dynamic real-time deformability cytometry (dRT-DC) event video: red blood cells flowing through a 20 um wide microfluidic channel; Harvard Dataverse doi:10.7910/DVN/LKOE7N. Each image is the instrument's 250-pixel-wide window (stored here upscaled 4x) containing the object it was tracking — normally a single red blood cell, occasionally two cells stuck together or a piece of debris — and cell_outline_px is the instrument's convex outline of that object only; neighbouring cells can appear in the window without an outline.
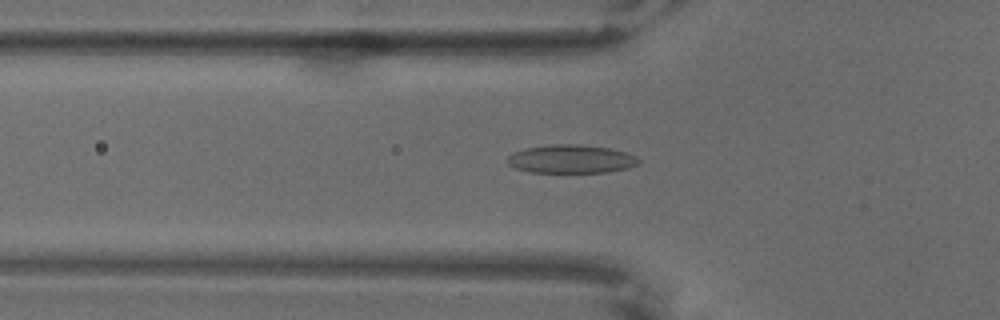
{"species": "common noctule bat (a hibernating species)", "species_latin": "Nyctalus noctula", "temperature_condition": "warm", "stored_images_in_passage": 66, "camera_frame_rate_fps": 3000, "um_per_image_px": 0.085, "animal": {"sex": "male", "body_mass_g": 18.8}, "frame": {"image": 1, "passage_image": 23, "time_ms": 7.333, "image_size_px": [1000, 320], "cell_outline_px": [[640, 164], [628, 168], [608, 172], [532, 172], [516, 168], [508, 164], [508, 156], [512, 152], [528, 148], [552, 144], [580, 144], [608, 148], [624, 152], [636, 156], [640, 160]], "centroid_in_image_um": [48.57, 13.52], "position_along_channel_um": 77.2, "area_um2": 21.62}}
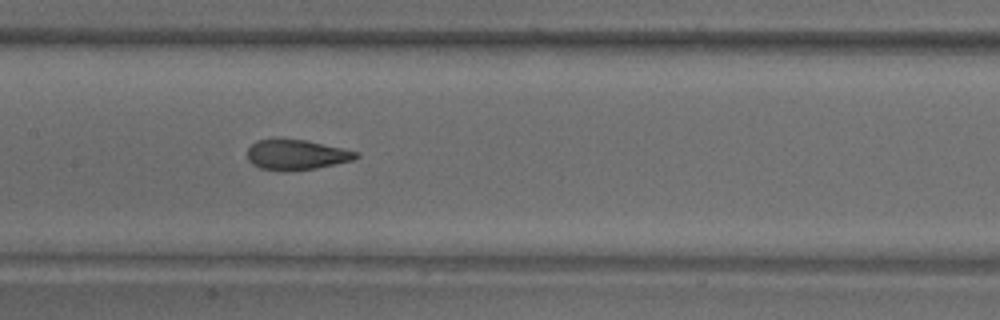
{"frame": {"image": 2, "passage_image": 33, "time_ms": 10.667, "image_size_px": [1000, 320], "cell_outline_px": [[360, 156], [352, 160], [316, 168], [288, 172], [284, 172], [260, 168], [252, 164], [248, 160], [248, 148], [256, 140], [276, 136], [304, 140], [360, 152]], "centroid_in_image_um": [25.14, 13.13], "position_along_channel_um": 182.3, "area_um2": 19.65}}
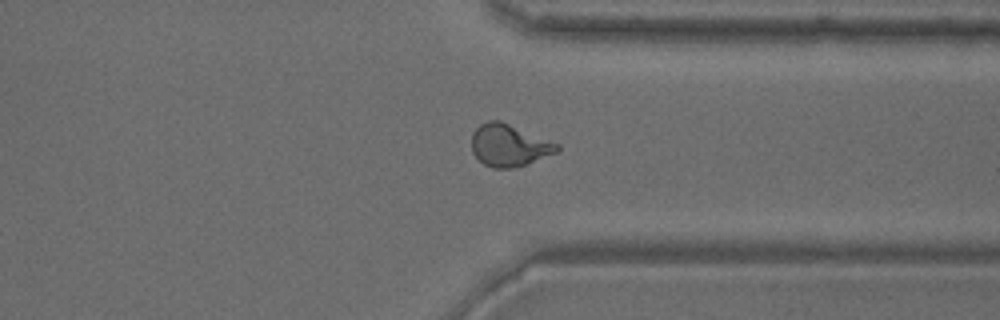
{"frame": {"image": 3, "passage_image": 51, "time_ms": 16.667, "image_size_px": [1000, 320], "cell_outline_px": [[560, 148], [556, 152], [516, 168], [492, 168], [484, 164], [472, 152], [472, 132], [480, 124], [488, 120], [500, 120], [560, 144]], "centroid_in_image_um": [43.26, 12.34], "position_along_channel_um": 368.1, "area_um2": 20.92}}